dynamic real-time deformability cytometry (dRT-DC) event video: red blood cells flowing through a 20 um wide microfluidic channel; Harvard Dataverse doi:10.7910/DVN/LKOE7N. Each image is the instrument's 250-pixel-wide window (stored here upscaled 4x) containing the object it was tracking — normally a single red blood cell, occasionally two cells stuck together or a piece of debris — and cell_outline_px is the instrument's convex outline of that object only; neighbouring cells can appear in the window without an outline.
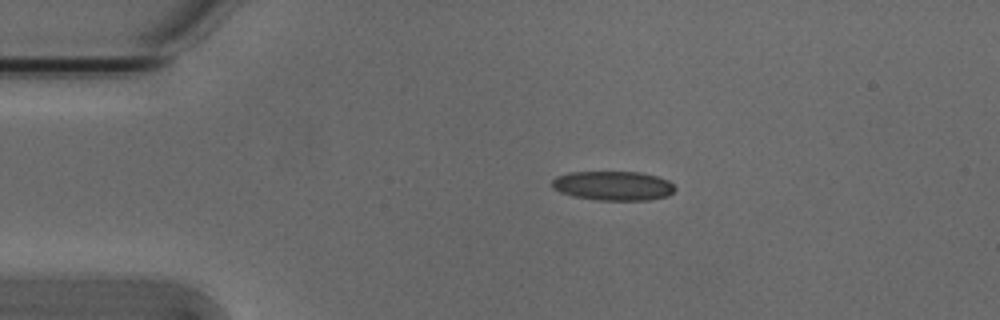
{"species": "Egyptian fruit bat (a non-hibernating species)", "species_latin": "Rousettus aegyptiacus", "temperature_condition": "cold", "stored_images_in_passage": 2, "camera_frame_rate_fps": 3000, "um_per_image_px": 0.085, "animal": {"sex": "male"}, "frame": {"image": 1, "passage_image": 1, "time_ms": 0.0, "image_size_px": [1000, 320], "cell_outline_px": [[676, 188], [668, 196], [648, 200], [600, 200], [572, 196], [560, 192], [552, 188], [552, 180], [556, 176], [568, 172], [640, 172], [656, 176], [668, 180]], "centroid_in_image_um": [52.1, 15.79], "position_along_channel_um": 32.9, "area_um2": 21.04}}